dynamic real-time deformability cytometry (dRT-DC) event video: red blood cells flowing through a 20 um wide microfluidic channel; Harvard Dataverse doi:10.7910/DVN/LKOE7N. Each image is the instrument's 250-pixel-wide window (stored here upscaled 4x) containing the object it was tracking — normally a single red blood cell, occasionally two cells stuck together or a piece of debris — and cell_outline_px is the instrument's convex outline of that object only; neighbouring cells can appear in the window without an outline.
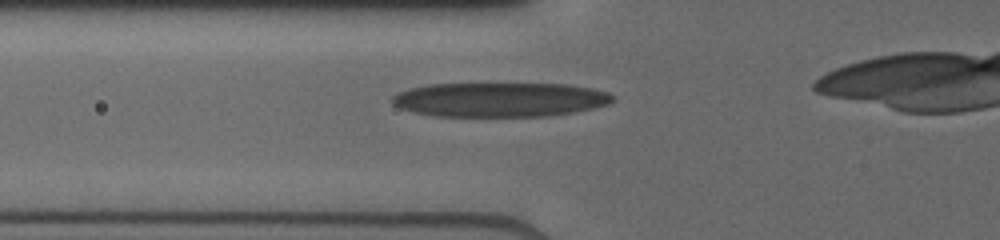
{"species": "human", "species_latin": "Homo sapiens", "temperature_condition": "cold", "stored_images_in_passage": 6, "camera_frame_rate_fps": 3000, "um_per_image_px": 0.085, "donor": {"sex": "male"}, "frame": {"image": 1, "passage_image": 5, "time_ms": 2.667, "image_size_px": [1000, 240], "cell_outline_px": [[616, 100], [608, 104], [592, 108], [572, 112], [548, 116], [436, 116], [416, 112], [400, 108], [392, 104], [392, 96], [396, 92], [408, 88], [428, 84], [568, 84], [592, 88], [608, 92], [616, 96]], "centroid_in_image_um": [42.49, 8.46], "position_along_channel_um": 83.3, "area_um2": 44.33}}